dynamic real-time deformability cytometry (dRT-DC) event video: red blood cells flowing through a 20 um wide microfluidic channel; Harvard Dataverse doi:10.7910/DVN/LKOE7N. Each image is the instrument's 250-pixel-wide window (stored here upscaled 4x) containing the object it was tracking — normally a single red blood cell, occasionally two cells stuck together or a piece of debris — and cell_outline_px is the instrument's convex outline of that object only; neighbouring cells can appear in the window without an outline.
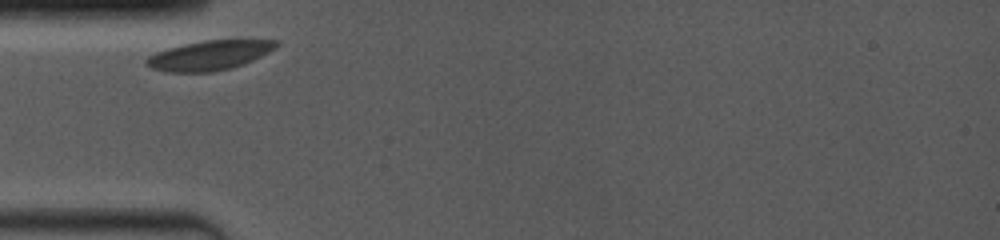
{"species": "common noctule bat (a hibernating species)", "species_latin": "Nyctalus noctula", "temperature_condition": "room temperature", "stored_images_in_passage": 20, "camera_frame_rate_fps": 4000, "um_per_image_px": 0.085, "animal": {"sex": "female", "body_mass_g": 19.0, "forearm_length_mm": 53.3}, "frame": {"image": 1, "passage_image": 1, "time_ms": 0.0, "image_size_px": [1000, 240], "cell_outline_px": [[280, 44], [276, 48], [244, 64], [232, 68], [212, 72], [168, 72], [152, 68], [144, 64], [144, 60], [148, 56], [156, 52], [168, 48], [184, 44], [204, 40], [280, 40]], "centroid_in_image_um": [17.79, 4.7], "position_along_channel_um": 67.2, "area_um2": 22.43}}
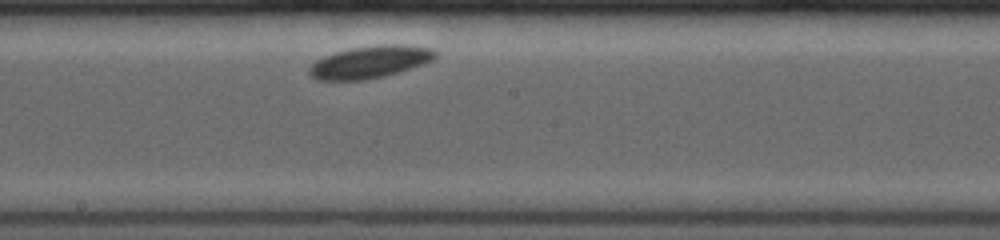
{"frame": {"image": 2, "passage_image": 9, "time_ms": 4.25, "image_size_px": [1000, 240], "cell_outline_px": [[436, 56], [432, 60], [424, 64], [384, 76], [364, 80], [316, 80], [308, 72], [308, 68], [316, 60], [324, 56], [336, 52], [352, 48], [380, 44], [412, 44], [432, 48], [436, 52]], "centroid_in_image_um": [31.47, 5.25], "position_along_channel_um": 216.7, "area_um2": 23.81}}
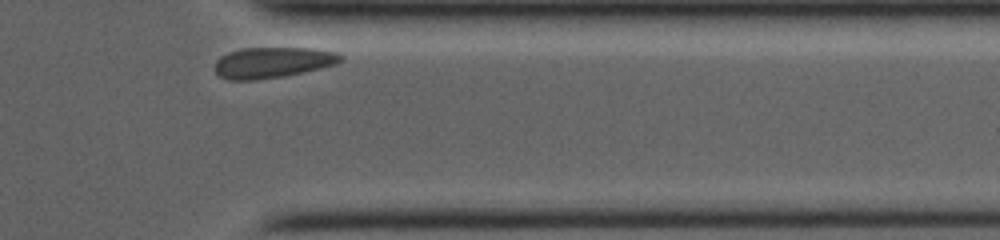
{"frame": {"image": 3, "passage_image": 20, "time_ms": 9.0, "image_size_px": [1000, 240], "cell_outline_px": [[344, 56], [336, 64], [304, 72], [256, 80], [228, 80], [220, 76], [216, 72], [216, 60], [220, 56], [228, 52], [244, 48], [312, 48], [336, 52]], "centroid_in_image_um": [23.16, 5.3], "position_along_channel_um": 388.2, "area_um2": 22.43}}